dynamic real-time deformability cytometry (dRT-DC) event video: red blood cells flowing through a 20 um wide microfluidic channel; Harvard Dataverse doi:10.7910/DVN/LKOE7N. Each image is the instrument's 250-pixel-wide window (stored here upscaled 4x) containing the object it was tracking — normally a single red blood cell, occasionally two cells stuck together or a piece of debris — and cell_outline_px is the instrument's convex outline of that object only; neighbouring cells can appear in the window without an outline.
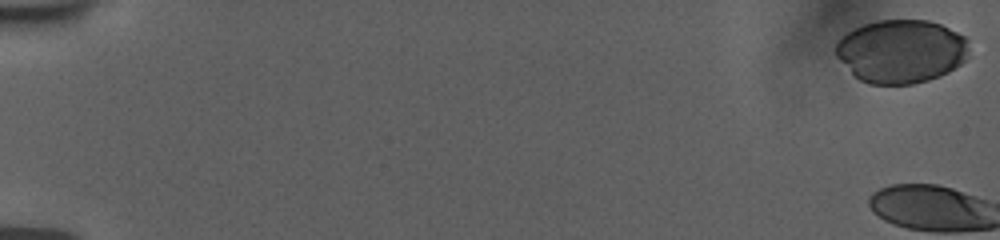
{"species": "human", "species_latin": "Homo sapiens", "temperature_condition": "room temperature", "stored_images_in_passage": 3, "camera_frame_rate_fps": 3000, "um_per_image_px": 0.085, "donor": {"sex": "female"}, "frame": {"image": 1, "passage_image": 1, "time_ms": 0.0, "image_size_px": [1000, 240], "cell_outline_px": [[968, 52], [964, 60], [960, 64], [948, 72], [940, 76], [928, 80], [912, 84], [868, 84], [860, 80], [836, 56], [836, 44], [840, 36], [864, 24], [880, 20], [928, 20], [940, 24], [964, 36], [968, 40]], "centroid_in_image_um": [76.6, 4.36], "position_along_channel_um": 8.4, "area_um2": 49.01}}